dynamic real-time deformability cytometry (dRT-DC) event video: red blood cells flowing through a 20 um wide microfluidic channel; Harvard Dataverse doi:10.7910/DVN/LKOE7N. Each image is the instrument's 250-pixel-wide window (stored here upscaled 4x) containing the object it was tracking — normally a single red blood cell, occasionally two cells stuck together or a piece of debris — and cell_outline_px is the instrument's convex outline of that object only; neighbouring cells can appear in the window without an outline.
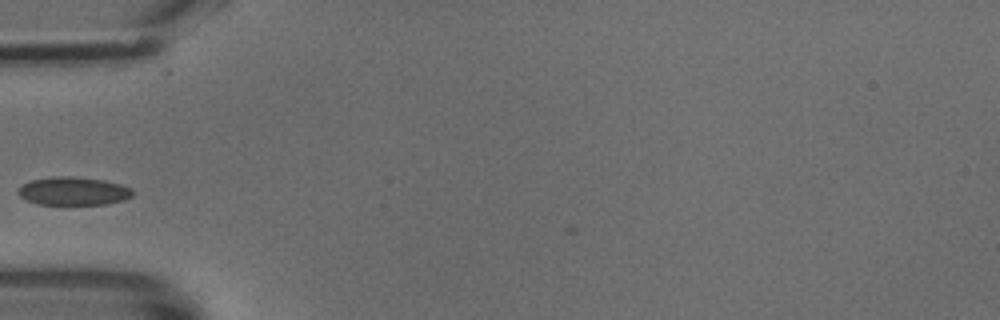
{"species": "common noctule bat (a hibernating species)", "species_latin": "Nyctalus noctula", "temperature_condition": "cold", "stored_images_in_passage": 34, "camera_frame_rate_fps": 3000, "um_per_image_px": 0.085, "animal": {"sex": "male", "body_mass_g": 18.8}, "frame": {"image": 1, "passage_image": 1, "time_ms": 0.0, "image_size_px": [1000, 320], "cell_outline_px": [[132, 196], [124, 200], [108, 204], [36, 204], [20, 196], [16, 192], [16, 188], [32, 180], [52, 176], [72, 176], [104, 180], [120, 184], [132, 188]], "centroid_in_image_um": [6.23, 16.24], "position_along_channel_um": 78.8, "area_um2": 18.9}}
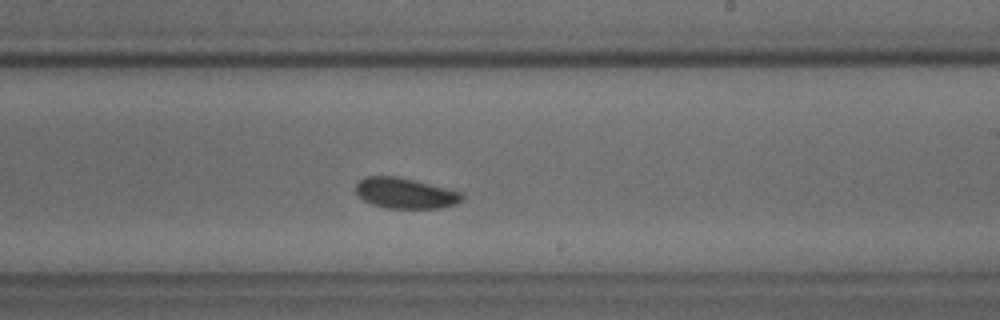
{"frame": {"image": 2, "passage_image": 14, "time_ms": 4.333, "image_size_px": [1000, 320], "cell_outline_px": [[464, 200], [456, 204], [440, 208], [384, 208], [372, 204], [364, 200], [356, 192], [356, 184], [364, 176], [400, 176], [416, 180], [460, 192], [464, 196]], "centroid_in_image_um": [34.45, 16.42], "position_along_channel_um": 254.6, "area_um2": 19.02}}
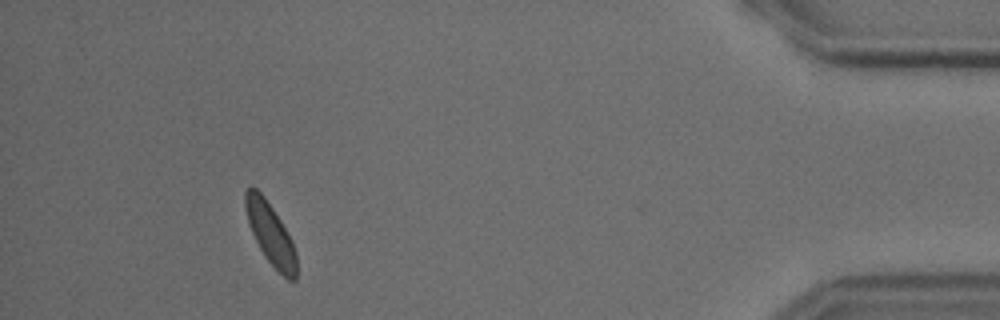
{"frame": {"image": 3, "passage_image": 30, "time_ms": 9.667, "image_size_px": [1000, 320], "cell_outline_px": [[296, 280], [288, 280], [264, 256], [252, 232], [248, 220], [244, 204], [244, 192], [252, 184], [264, 196], [280, 220], [292, 240], [296, 252]], "centroid_in_image_um": [22.98, 19.84], "position_along_channel_um": 412.2, "area_um2": 18.03}}